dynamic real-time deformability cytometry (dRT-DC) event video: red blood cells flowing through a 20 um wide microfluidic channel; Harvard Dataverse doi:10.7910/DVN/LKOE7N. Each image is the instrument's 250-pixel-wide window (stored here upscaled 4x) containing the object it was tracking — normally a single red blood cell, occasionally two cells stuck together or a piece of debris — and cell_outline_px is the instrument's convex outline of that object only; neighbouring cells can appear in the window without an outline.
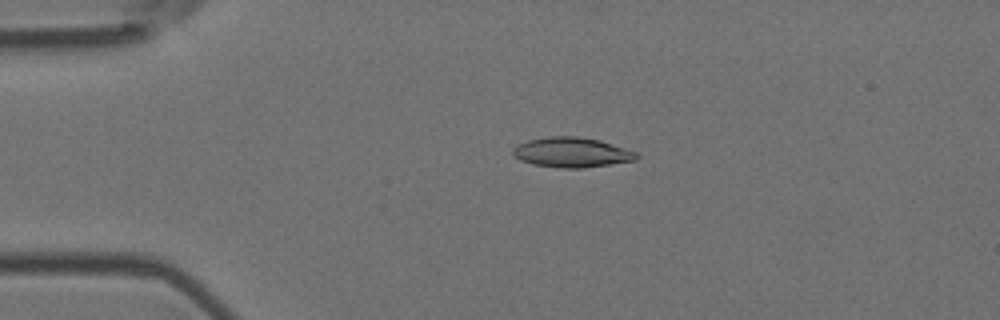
{"species": "Egyptian fruit bat (a non-hibernating species)", "species_latin": "Rousettus aegyptiacus", "temperature_condition": "room temperature", "stored_images_in_passage": 54, "camera_frame_rate_fps": 3000, "um_per_image_px": 0.085, "animal": {"sex": "female"}, "frame": {"image": 1, "passage_image": 11, "time_ms": 3.333, "image_size_px": [1000, 320], "cell_outline_px": [[640, 156], [636, 160], [584, 168], [560, 168], [532, 164], [520, 160], [512, 156], [512, 148], [528, 140], [548, 136], [576, 136], [600, 140], [636, 152]], "centroid_in_image_um": [48.57, 12.95], "position_along_channel_um": 36.4, "area_um2": 21.62}}
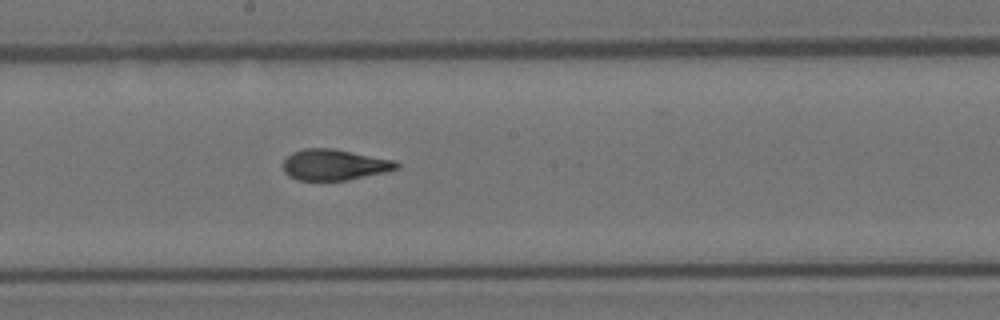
{"frame": {"image": 2, "passage_image": 29, "time_ms": 9.333, "image_size_px": [1000, 320], "cell_outline_px": [[400, 168], [384, 172], [348, 180], [300, 180], [288, 176], [284, 172], [284, 160], [292, 152], [304, 148], [332, 148], [396, 160], [400, 164]], "centroid_in_image_um": [28.44, 14.0], "position_along_channel_um": 219.8, "area_um2": 20.46}}
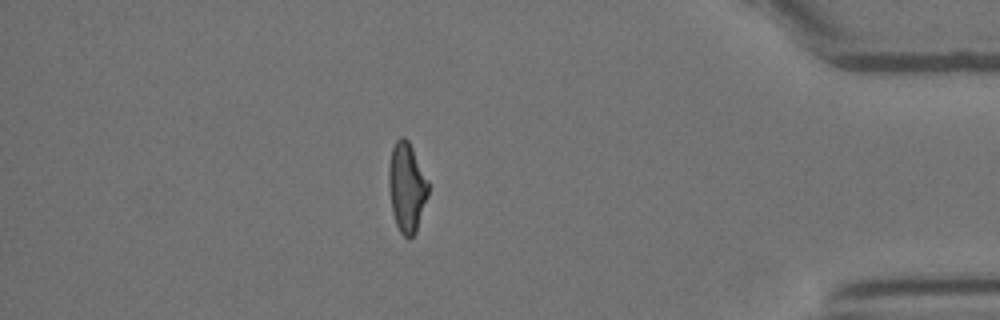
{"frame": {"image": 3, "passage_image": 47, "time_ms": 15.333, "image_size_px": [1000, 320], "cell_outline_px": [[428, 196], [416, 232], [408, 240], [400, 232], [396, 224], [392, 212], [388, 184], [388, 168], [392, 148], [396, 140], [400, 136], [404, 136], [408, 140], [428, 180]], "centroid_in_image_um": [34.56, 15.93], "position_along_channel_um": 400.6, "area_um2": 20.69}, "authors_computed_cell_mechanics": {"area_um2": 20.7502, "velocity_mm_per_s": 3.6652, "shape_relaxation_time_tau1_ms": 6.03, "shape_relaxation_time_tau2_ms": 1.3866, "deformation_change_tau1": 0.1838, "deformation_change_tau2": 0.0766}}